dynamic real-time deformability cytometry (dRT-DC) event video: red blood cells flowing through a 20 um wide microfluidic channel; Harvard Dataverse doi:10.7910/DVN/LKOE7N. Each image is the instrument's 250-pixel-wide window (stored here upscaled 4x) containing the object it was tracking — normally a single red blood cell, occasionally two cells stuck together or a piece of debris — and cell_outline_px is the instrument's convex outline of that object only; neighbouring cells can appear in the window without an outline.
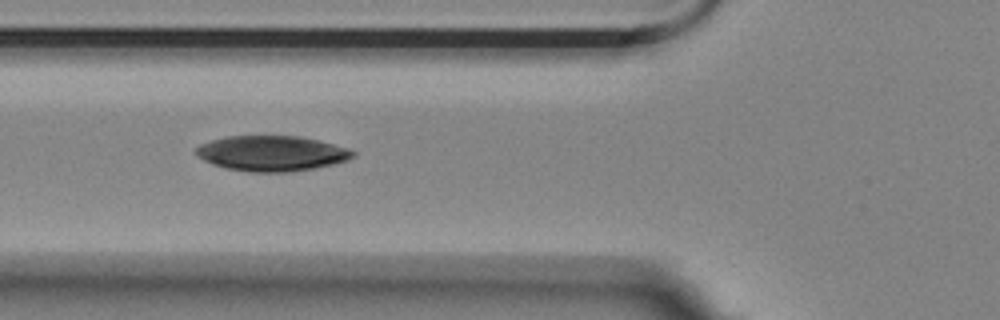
{"species": "Egyptian fruit bat (a non-hibernating species)", "species_latin": "Rousettus aegyptiacus", "temperature_condition": "room temperature", "stored_images_in_passage": 9, "camera_frame_rate_fps": 3000, "um_per_image_px": 0.085, "animal": {"sex": "female"}, "frame": {"image": 1, "passage_image": 6, "time_ms": 1.667, "image_size_px": [1000, 320], "cell_outline_px": [[356, 152], [348, 160], [332, 164], [292, 172], [248, 172], [224, 168], [212, 164], [196, 156], [192, 152], [200, 144], [224, 136], [300, 136], [332, 144]], "centroid_in_image_um": [23.0, 13.04], "position_along_channel_um": 102.8, "area_um2": 32.25}}
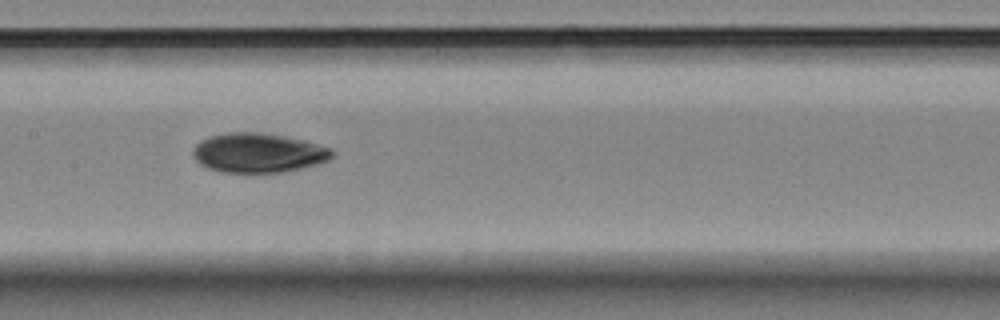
{"frame": {"image": 2, "passage_image": 8, "time_ms": 2.333, "image_size_px": [1000, 320], "cell_outline_px": [[336, 152], [328, 160], [320, 164], [284, 172], [220, 172], [208, 168], [200, 164], [192, 156], [192, 148], [200, 140], [208, 136], [224, 132], [260, 132], [284, 136], [304, 140], [332, 148]], "centroid_in_image_um": [21.95, 12.98], "position_along_channel_um": 185.5, "area_um2": 32.43}}
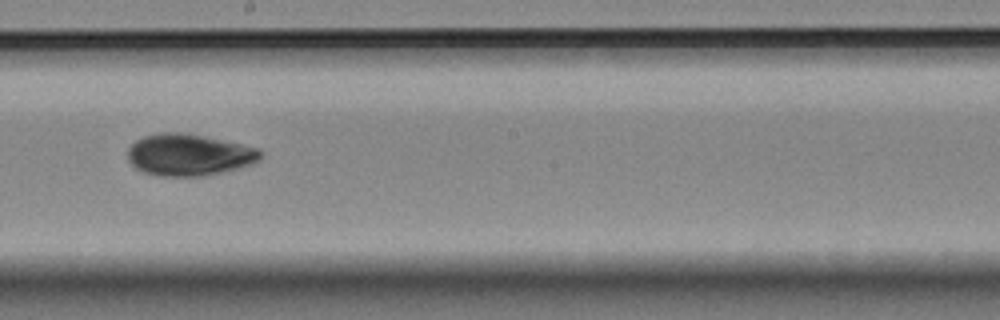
{"frame": {"image": 3, "passage_image": 9, "time_ms": 2.667, "image_size_px": [1000, 320], "cell_outline_px": [[260, 160], [252, 164], [220, 172], [200, 176], [160, 176], [144, 172], [136, 168], [128, 160], [128, 148], [136, 140], [144, 136], [160, 132], [180, 132], [260, 148]], "centroid_in_image_um": [16.02, 13.16], "position_along_channel_um": 232.2, "area_um2": 31.85}}